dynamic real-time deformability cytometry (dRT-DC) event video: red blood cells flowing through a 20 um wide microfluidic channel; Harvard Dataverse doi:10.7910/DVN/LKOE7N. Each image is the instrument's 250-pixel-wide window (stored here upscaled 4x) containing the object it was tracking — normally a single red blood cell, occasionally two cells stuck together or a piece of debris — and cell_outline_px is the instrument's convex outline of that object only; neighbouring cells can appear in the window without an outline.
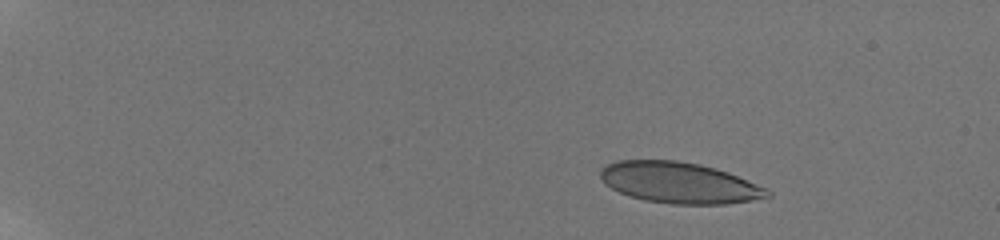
{"species": "human", "species_latin": "Homo sapiens", "temperature_condition": "room temperature", "stored_images_in_passage": 16, "camera_frame_rate_fps": 3000, "um_per_image_px": 0.085, "donor": {"sex": "male"}, "frame": {"image": 1, "passage_image": 6, "time_ms": 3.0, "image_size_px": [1000, 240], "cell_outline_px": [[772, 196], [752, 200], [724, 204], [672, 204], [644, 200], [620, 192], [604, 184], [600, 176], [600, 168], [616, 160], [676, 160], [700, 164], [716, 168], [728, 172], [768, 188], [772, 192]], "centroid_in_image_um": [57.76, 15.53], "position_along_channel_um": 27.2, "area_um2": 40.06}}
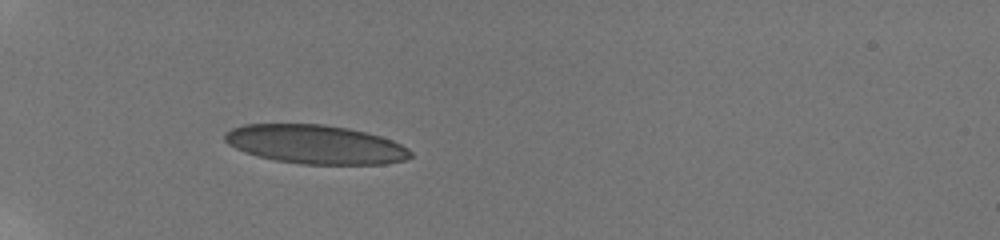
{"frame": {"image": 2, "passage_image": 13, "time_ms": 6.667, "image_size_px": [1000, 240], "cell_outline_px": [[412, 156], [404, 160], [384, 164], [300, 164], [276, 160], [244, 152], [228, 144], [224, 140], [224, 132], [232, 128], [244, 124], [324, 124], [348, 128], [380, 136], [392, 140], [408, 148], [412, 152]], "centroid_in_image_um": [26.8, 12.27], "position_along_channel_um": 58.2, "area_um2": 42.02}}
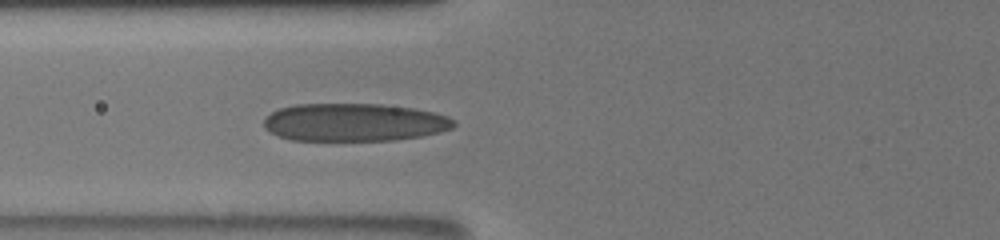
{"frame": {"image": 3, "passage_image": 16, "time_ms": 8.333, "image_size_px": [1000, 240], "cell_outline_px": [[456, 124], [452, 128], [440, 132], [424, 136], [392, 140], [292, 140], [276, 136], [264, 128], [264, 120], [272, 112], [280, 108], [296, 104], [380, 104], [412, 108], [432, 112], [448, 116], [456, 120]], "centroid_in_image_um": [30.12, 10.4], "position_along_channel_um": 95.7, "area_um2": 42.02}}